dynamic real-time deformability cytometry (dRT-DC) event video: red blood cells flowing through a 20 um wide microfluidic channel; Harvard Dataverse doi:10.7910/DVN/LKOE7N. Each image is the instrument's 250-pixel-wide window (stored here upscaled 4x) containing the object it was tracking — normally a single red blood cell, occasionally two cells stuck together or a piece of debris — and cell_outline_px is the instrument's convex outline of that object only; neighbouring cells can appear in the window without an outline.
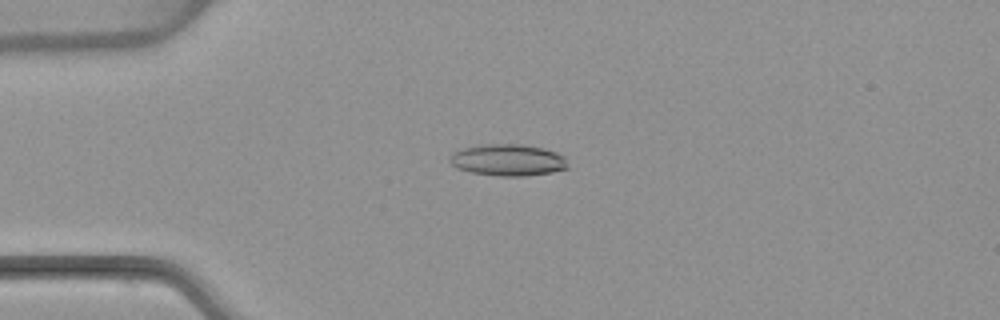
{"species": "common noctule bat (a hibernating species)", "species_latin": "Nyctalus noctula", "temperature_condition": "warm", "stored_images_in_passage": 4, "camera_frame_rate_fps": 3000, "um_per_image_px": 0.085, "animal": {"sex": "female", "body_mass_g": 22.7, "forearm_length_mm": 54.2}, "frame": {"image": 1, "passage_image": 4, "time_ms": 3.667, "image_size_px": [1000, 320], "cell_outline_px": [[568, 168], [552, 172], [524, 176], [500, 176], [472, 172], [456, 168], [448, 160], [456, 152], [464, 148], [488, 144], [520, 144], [544, 148], [556, 152], [564, 156]], "centroid_in_image_um": [43.21, 13.61], "position_along_channel_um": 41.8, "area_um2": 21.5}}